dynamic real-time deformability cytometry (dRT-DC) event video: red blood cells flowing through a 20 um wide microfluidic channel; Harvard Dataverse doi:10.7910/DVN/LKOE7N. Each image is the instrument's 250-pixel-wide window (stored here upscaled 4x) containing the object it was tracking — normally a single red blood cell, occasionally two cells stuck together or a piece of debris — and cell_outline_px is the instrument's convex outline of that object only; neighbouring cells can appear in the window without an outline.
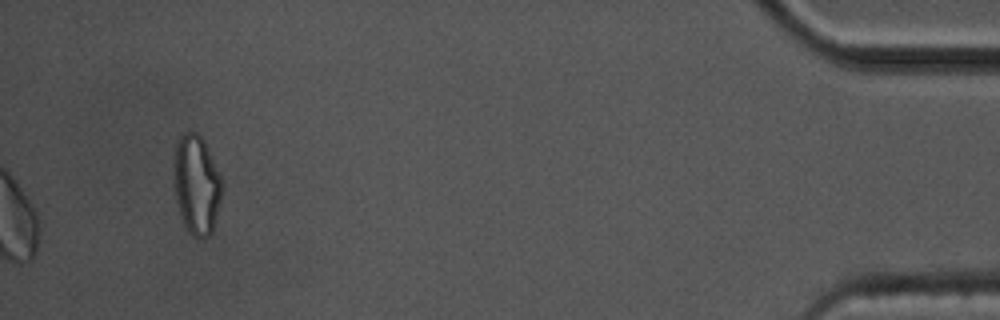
{"species": "common noctule bat (a hibernating species)", "species_latin": "Nyctalus noctula", "temperature_condition": "cold", "stored_images_in_passage": 48, "camera_frame_rate_fps": 3000, "um_per_image_px": 0.085, "animal": {"sex": "male", "body_mass_g": 17.5, "forearm_length_mm": 52.3}, "frame": {"image": 1, "passage_image": 48, "time_ms": 15.667, "image_size_px": [1000, 320], "cell_outline_px": [[224, 184], [212, 232], [204, 240], [200, 240], [192, 236], [188, 232], [184, 224], [176, 200], [176, 144], [180, 136], [188, 128], [196, 132], [204, 140]], "centroid_in_image_um": [16.74, 15.72], "position_along_channel_um": 418.5, "area_um2": 27.51}, "authors_computed_cell_mechanics": {"area_um2": 20.3456, "velocity_mm_per_s": 3.3819, "shape_relaxation_time_tau1_ms": 6.6229, "shape_relaxation_time_tau2_ms": 0.9657, "deformation_change_tau1": 0.0961, "deformation_change_tau2": 0.035}}